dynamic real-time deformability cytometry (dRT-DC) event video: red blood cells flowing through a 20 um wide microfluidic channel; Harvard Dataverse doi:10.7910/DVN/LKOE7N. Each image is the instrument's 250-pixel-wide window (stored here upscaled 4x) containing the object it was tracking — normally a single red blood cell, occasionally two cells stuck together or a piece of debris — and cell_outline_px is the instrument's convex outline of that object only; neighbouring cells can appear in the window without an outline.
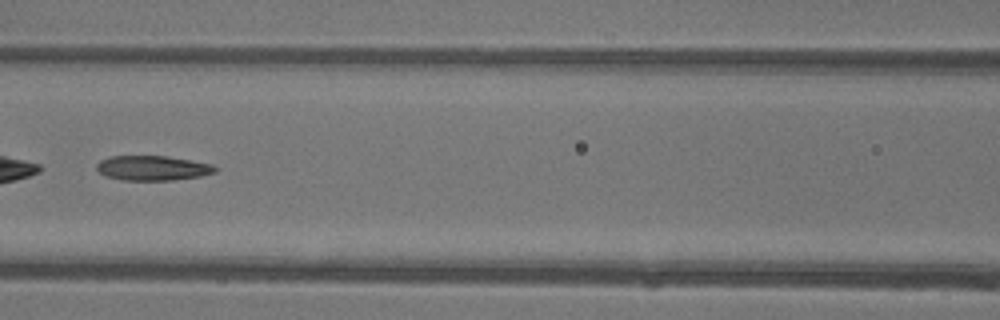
{"species": "common noctule bat (a hibernating species)", "species_latin": "Nyctalus noctula", "temperature_condition": "warm", "stored_images_in_passage": 45, "camera_frame_rate_fps": 3000, "um_per_image_px": 0.085, "animal": {"sex": "female"}, "frame": {"image": 1, "passage_image": 20, "time_ms": 6.333, "image_size_px": [1000, 320], "cell_outline_px": [[216, 172], [200, 176], [172, 180], [120, 180], [104, 176], [96, 168], [96, 164], [100, 160], [112, 156], [168, 156], [212, 164], [216, 168]], "centroid_in_image_um": [12.94, 14.28], "position_along_channel_um": 153.7, "area_um2": 17.11}, "authors_computed_cell_mechanics": {"area_um2": 18.9006, "velocity_mm_per_s": 4.1808, "shape_relaxation_time_tau1_ms": 10.2683, "shape_relaxation_time_tau2_ms": 1.4044, "deformation_change_tau1": 0.3006, "deformation_change_tau2": 0.0968}}